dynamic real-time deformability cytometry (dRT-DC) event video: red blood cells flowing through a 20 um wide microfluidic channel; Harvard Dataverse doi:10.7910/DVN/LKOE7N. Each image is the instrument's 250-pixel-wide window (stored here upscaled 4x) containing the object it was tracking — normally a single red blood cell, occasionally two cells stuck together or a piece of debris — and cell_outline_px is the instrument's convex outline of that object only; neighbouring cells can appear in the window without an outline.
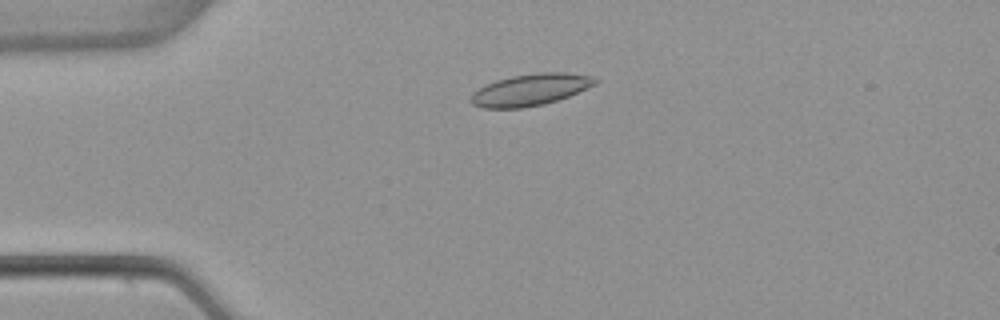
{"species": "common noctule bat (a hibernating species)", "species_latin": "Nyctalus noctula", "temperature_condition": "warm", "stored_images_in_passage": 5, "camera_frame_rate_fps": 3000, "um_per_image_px": 0.085, "animal": {"sex": "female", "body_mass_g": 22.7, "forearm_length_mm": 54.2}, "frame": {"image": 1, "passage_image": 4, "time_ms": 1.0, "image_size_px": [1000, 320], "cell_outline_px": [[596, 84], [568, 96], [544, 104], [524, 108], [484, 108], [472, 104], [468, 100], [472, 92], [496, 80], [512, 76], [536, 72], [568, 72], [588, 76], [596, 80]], "centroid_in_image_um": [45.03, 7.63], "position_along_channel_um": 40.0, "area_um2": 22.83}}